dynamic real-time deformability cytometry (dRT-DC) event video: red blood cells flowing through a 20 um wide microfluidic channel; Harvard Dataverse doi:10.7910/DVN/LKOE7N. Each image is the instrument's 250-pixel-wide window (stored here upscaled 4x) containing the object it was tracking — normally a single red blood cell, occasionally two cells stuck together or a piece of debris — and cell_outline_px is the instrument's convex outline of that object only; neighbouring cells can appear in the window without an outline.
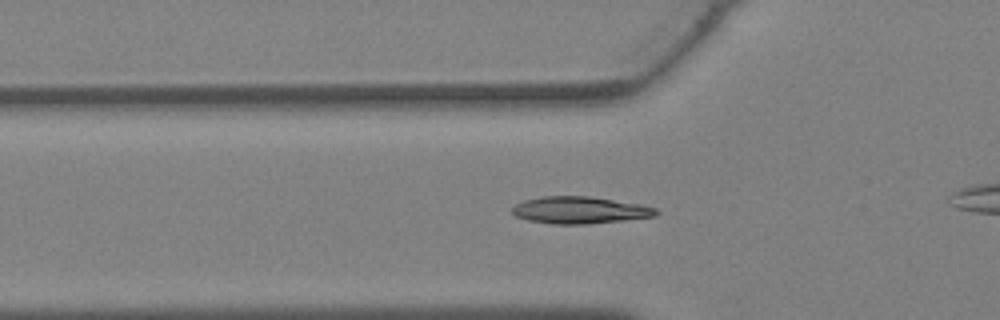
{"species": "Egyptian fruit bat (a non-hibernating species)", "species_latin": "Rousettus aegyptiacus", "temperature_condition": "warm", "stored_images_in_passage": 25, "camera_frame_rate_fps": 3000, "um_per_image_px": 0.085, "animal": {"sex": "female"}, "frame": {"image": 1, "passage_image": 7, "time_ms": 2.0, "image_size_px": [1000, 320], "cell_outline_px": [[660, 212], [656, 216], [624, 220], [588, 224], [552, 224], [528, 220], [516, 216], [512, 212], [512, 208], [516, 204], [524, 200], [544, 196], [588, 196], [640, 204], [656, 208]], "centroid_in_image_um": [49.3, 17.86], "position_along_channel_um": 76.5, "area_um2": 22.6}}
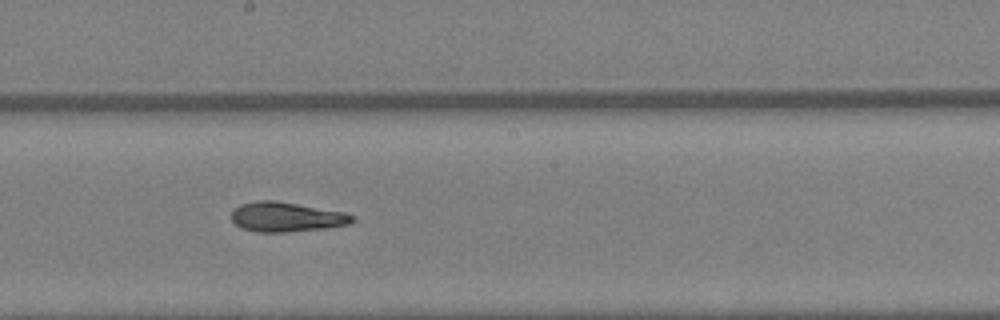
{"frame": {"image": 2, "passage_image": 15, "time_ms": 4.667, "image_size_px": [1000, 320], "cell_outline_px": [[356, 220], [348, 224], [324, 228], [284, 232], [256, 232], [240, 228], [232, 220], [232, 212], [240, 204], [256, 200], [276, 200], [344, 212], [356, 216]], "centroid_in_image_um": [24.34, 18.43], "position_along_channel_um": 223.9, "area_um2": 20.92}}
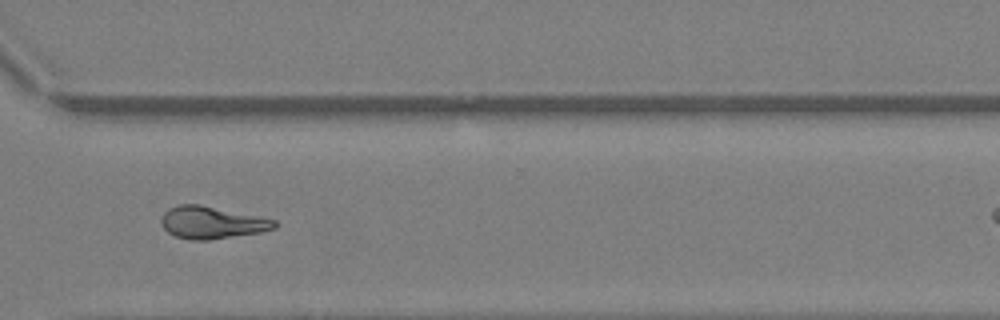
{"frame": {"image": 3, "passage_image": 22, "time_ms": 7.0, "image_size_px": [1000, 320], "cell_outline_px": [[276, 228], [260, 232], [208, 240], [192, 240], [176, 236], [168, 232], [160, 224], [160, 220], [164, 212], [168, 208], [180, 204], [200, 204], [260, 216], [276, 220]], "centroid_in_image_um": [17.99, 18.9], "position_along_channel_um": 352.6, "area_um2": 21.33}}